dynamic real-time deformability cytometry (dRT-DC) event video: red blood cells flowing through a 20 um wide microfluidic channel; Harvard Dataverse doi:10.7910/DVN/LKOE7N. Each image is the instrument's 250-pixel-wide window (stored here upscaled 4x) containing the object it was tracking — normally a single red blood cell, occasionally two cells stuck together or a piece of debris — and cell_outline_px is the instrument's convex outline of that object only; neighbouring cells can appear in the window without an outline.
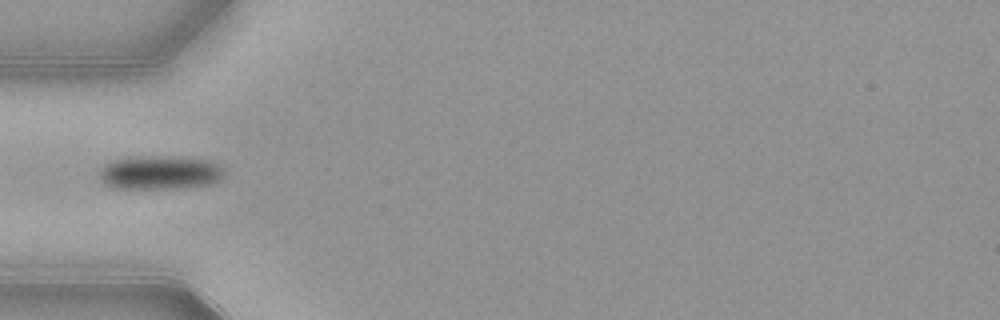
{"species": "common noctule bat (a hibernating species)", "species_latin": "Nyctalus noctula", "temperature_condition": "warm", "stored_images_in_passage": 18, "camera_frame_rate_fps": 3000, "um_per_image_px": 0.085, "animal": {"sex": "female", "body_mass_g": 21.9}, "frame": {"image": 1, "passage_image": 1, "time_ms": 0.0, "image_size_px": [1000, 320], "cell_outline_px": [[224, 172], [220, 180], [208, 184], [176, 188], [112, 188], [104, 184], [100, 180], [100, 168], [104, 164], [120, 156], [168, 156], [208, 160], [220, 164], [224, 168]], "centroid_in_image_um": [13.53, 14.64], "position_along_channel_um": 71.5, "area_um2": 24.91}}